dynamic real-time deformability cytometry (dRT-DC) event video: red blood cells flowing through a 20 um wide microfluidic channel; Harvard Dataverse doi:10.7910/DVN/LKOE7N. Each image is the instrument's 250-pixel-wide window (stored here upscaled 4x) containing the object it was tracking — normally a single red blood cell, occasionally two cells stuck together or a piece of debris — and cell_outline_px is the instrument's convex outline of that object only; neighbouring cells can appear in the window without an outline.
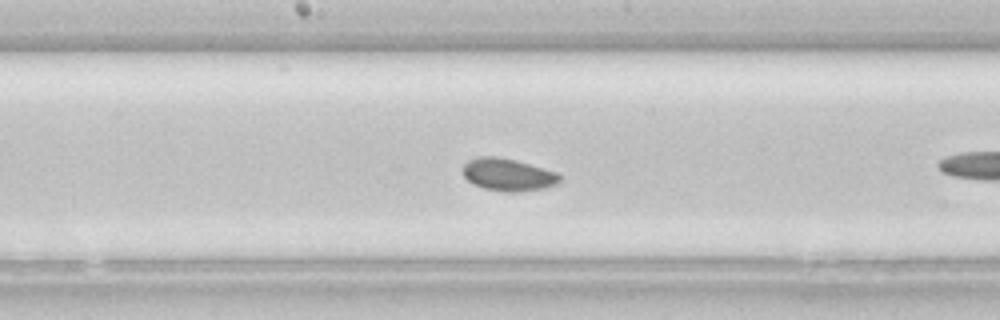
{"species": "common noctule bat (a hibernating species)", "species_latin": "Nyctalus noctula", "temperature_condition": "room temperature", "stored_images_in_passage": 33, "camera_frame_rate_fps": 3000, "um_per_image_px": 0.085, "animal": {"sex": "female", "body_mass_g": 22.7, "forearm_length_mm": 54.2}, "frame": {"image": 1, "passage_image": 10, "time_ms": 3.0, "image_size_px": [1000, 320], "cell_outline_px": [[560, 180], [556, 184], [544, 188], [520, 192], [504, 192], [484, 188], [468, 180], [464, 176], [464, 164], [468, 160], [476, 156], [496, 156], [516, 160], [556, 172], [560, 176]], "centroid_in_image_um": [43.18, 14.84], "position_along_channel_um": 205.0, "area_um2": 18.21}}